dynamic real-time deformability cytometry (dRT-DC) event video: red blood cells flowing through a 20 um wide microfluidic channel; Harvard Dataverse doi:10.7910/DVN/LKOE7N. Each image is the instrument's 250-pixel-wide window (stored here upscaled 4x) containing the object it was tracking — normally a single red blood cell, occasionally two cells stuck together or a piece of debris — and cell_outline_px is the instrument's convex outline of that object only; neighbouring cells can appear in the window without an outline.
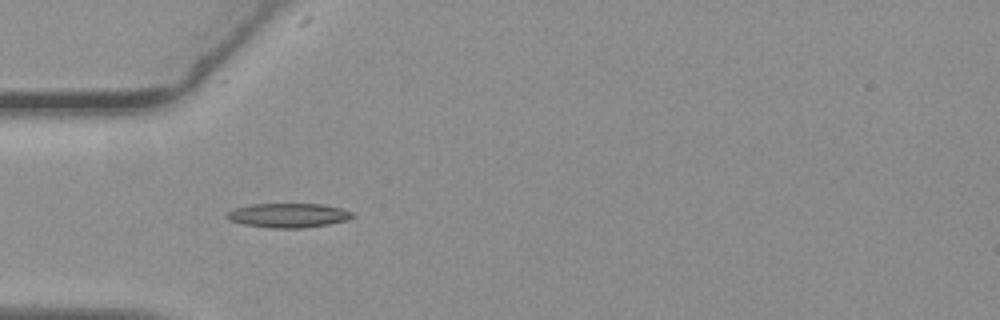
{"species": "common noctule bat (a hibernating species)", "species_latin": "Nyctalus noctula", "temperature_condition": "warm", "stored_images_in_passage": 43, "camera_frame_rate_fps": 3000, "um_per_image_px": 0.085, "animal": {"sex": "female", "body_mass_g": 19.3, "forearm_length_mm": 54.1}, "frame": {"image": 1, "passage_image": 4, "time_ms": 1.0, "image_size_px": [1000, 320], "cell_outline_px": [[352, 216], [344, 220], [328, 224], [304, 228], [268, 228], [244, 224], [228, 220], [224, 216], [228, 212], [236, 208], [252, 204], [320, 204], [340, 208], [352, 212]], "centroid_in_image_um": [24.44, 18.31], "position_along_channel_um": 60.6, "area_um2": 17.57}}
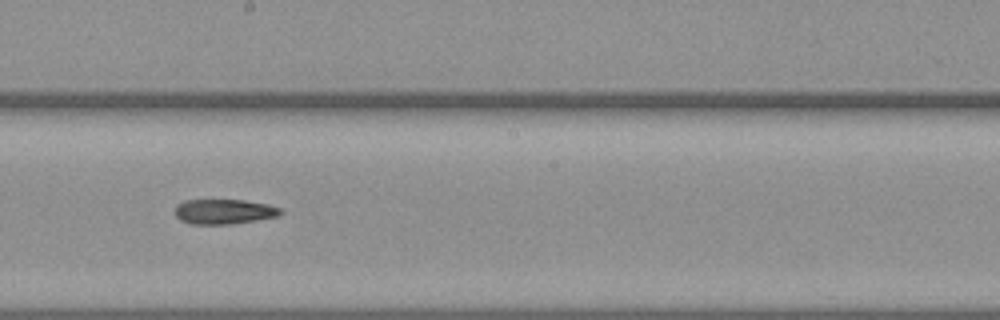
{"frame": {"image": 2, "passage_image": 18, "time_ms": 5.667, "image_size_px": [1000, 320], "cell_outline_px": [[284, 212], [280, 216], [232, 224], [188, 224], [180, 220], [176, 216], [176, 204], [184, 200], [244, 200], [268, 204], [280, 208]], "centroid_in_image_um": [19.05, 17.99], "position_along_channel_um": 229.1, "area_um2": 15.49}}
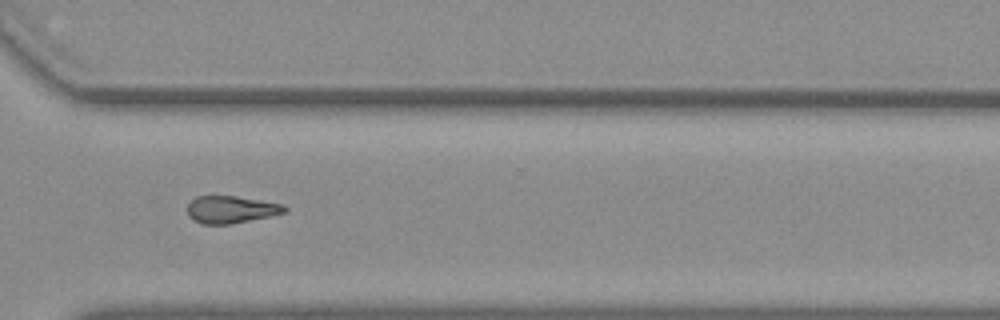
{"frame": {"image": 3, "passage_image": 28, "time_ms": 9.0, "image_size_px": [1000, 320], "cell_outline_px": [[288, 208], [284, 212], [268, 216], [232, 224], [204, 224], [192, 220], [188, 216], [188, 204], [196, 196], [236, 196], [284, 204]], "centroid_in_image_um": [19.61, 17.81], "position_along_channel_um": 351.0, "area_um2": 15.37}}